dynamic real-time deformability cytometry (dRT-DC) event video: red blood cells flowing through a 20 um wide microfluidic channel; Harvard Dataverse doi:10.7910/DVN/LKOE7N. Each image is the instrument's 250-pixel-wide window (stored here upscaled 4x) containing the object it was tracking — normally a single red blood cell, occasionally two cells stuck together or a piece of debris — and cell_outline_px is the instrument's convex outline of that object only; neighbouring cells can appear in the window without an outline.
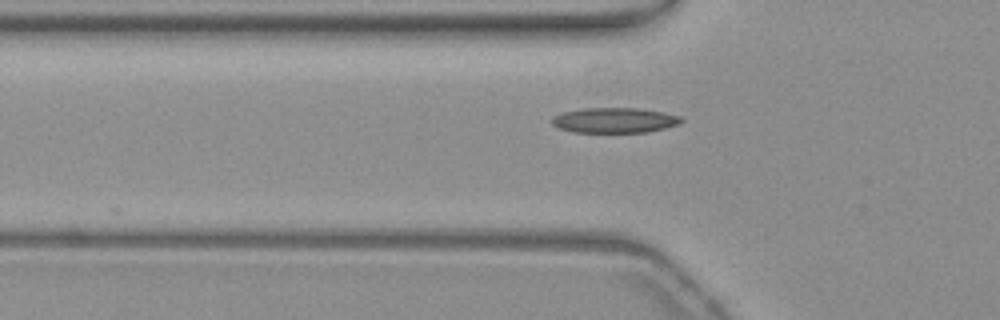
{"species": "common noctule bat (a hibernating species)", "species_latin": "Nyctalus noctula", "temperature_condition": "warm", "stored_images_in_passage": 26, "camera_frame_rate_fps": 3000, "um_per_image_px": 0.085, "animal": {"sex": "female", "body_mass_g": 19.3, "forearm_length_mm": 54.1}, "frame": {"image": 1, "passage_image": 4, "time_ms": 1.0, "image_size_px": [1000, 320], "cell_outline_px": [[684, 120], [680, 124], [648, 132], [572, 132], [560, 128], [552, 124], [552, 116], [564, 112], [580, 108], [640, 108], [664, 112], [680, 116]], "centroid_in_image_um": [52.25, 10.22], "position_along_channel_um": 73.5, "area_um2": 19.07}}
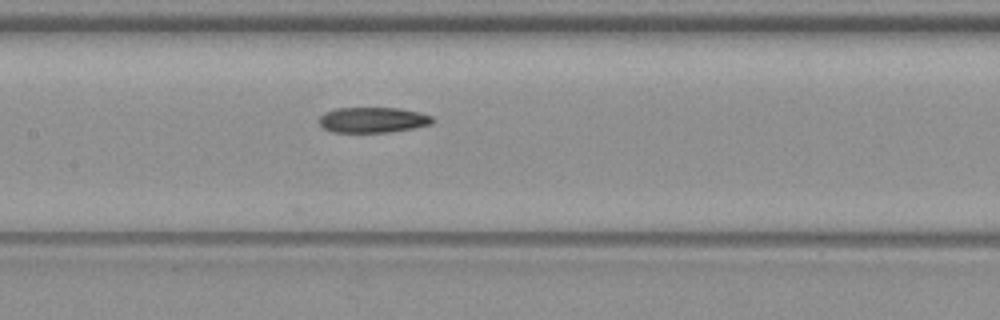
{"frame": {"image": 2, "passage_image": 12, "time_ms": 3.667, "image_size_px": [1000, 320], "cell_outline_px": [[436, 120], [432, 124], [412, 128], [388, 132], [332, 132], [324, 128], [320, 124], [320, 116], [324, 112], [336, 108], [400, 108], [420, 112], [432, 116]], "centroid_in_image_um": [31.72, 10.18], "position_along_channel_um": 175.7, "area_um2": 16.88}}
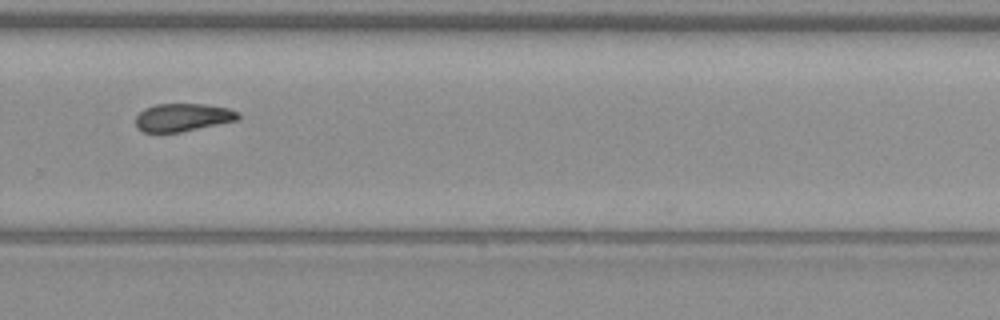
{"frame": {"image": 3, "passage_image": 23, "time_ms": 7.333, "image_size_px": [1000, 320], "cell_outline_px": [[240, 120], [180, 132], [144, 132], [136, 128], [136, 116], [144, 108], [156, 104], [208, 104], [228, 108], [240, 112]], "centroid_in_image_um": [15.57, 9.97], "position_along_channel_um": 314.2, "area_um2": 16.88}}